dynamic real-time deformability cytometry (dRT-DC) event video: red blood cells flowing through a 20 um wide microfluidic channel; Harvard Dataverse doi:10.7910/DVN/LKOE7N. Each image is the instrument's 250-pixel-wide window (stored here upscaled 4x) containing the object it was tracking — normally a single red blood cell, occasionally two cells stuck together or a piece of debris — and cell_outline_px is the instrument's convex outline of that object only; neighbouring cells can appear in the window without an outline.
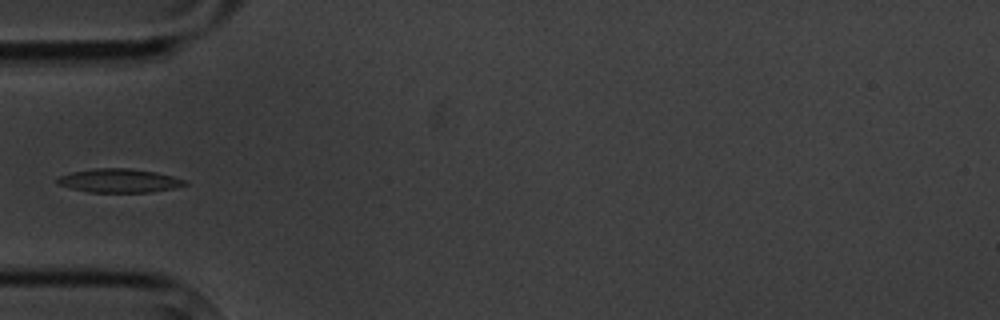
{"species": "common noctule bat (a hibernating species)", "species_latin": "Nyctalus noctula", "temperature_condition": "cold", "stored_images_in_passage": 6, "camera_frame_rate_fps": 3000, "um_per_image_px": 0.085, "animal": {"sex": "male", "body_mass_g": 20.1, "forearm_length_mm": 53.5}, "frame": {"image": 1, "passage_image": 6, "time_ms": 5.667, "image_size_px": [1000, 320], "cell_outline_px": [[188, 184], [176, 188], [152, 192], [88, 192], [56, 184], [56, 180], [60, 176], [72, 172], [96, 168], [128, 168], [156, 172], [188, 180]], "centroid_in_image_um": [10.17, 15.36], "position_along_channel_um": 74.8, "area_um2": 17.69}}